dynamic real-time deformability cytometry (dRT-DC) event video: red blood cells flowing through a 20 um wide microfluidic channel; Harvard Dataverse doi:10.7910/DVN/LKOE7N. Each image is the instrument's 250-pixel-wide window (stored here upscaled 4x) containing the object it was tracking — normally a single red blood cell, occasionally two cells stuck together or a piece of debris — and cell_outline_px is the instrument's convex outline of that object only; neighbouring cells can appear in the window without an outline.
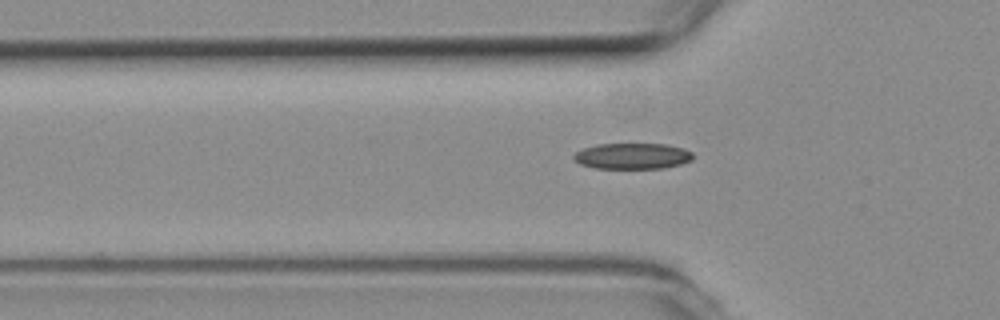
{"species": "common noctule bat (a hibernating species)", "species_latin": "Nyctalus noctula", "temperature_condition": "room temperature", "stored_images_in_passage": 41, "camera_frame_rate_fps": 3000, "um_per_image_px": 0.085, "animal": {"sex": "female", "body_mass_g": 19.3, "forearm_length_mm": 54.1}, "frame": {"image": 1, "passage_image": 6, "time_ms": 1.667, "image_size_px": [1000, 320], "cell_outline_px": [[692, 160], [680, 164], [664, 168], [596, 168], [580, 164], [572, 160], [572, 156], [576, 152], [584, 148], [596, 144], [664, 144], [684, 148], [692, 152]], "centroid_in_image_um": [53.73, 13.26], "position_along_channel_um": 72.1, "area_um2": 18.03}}
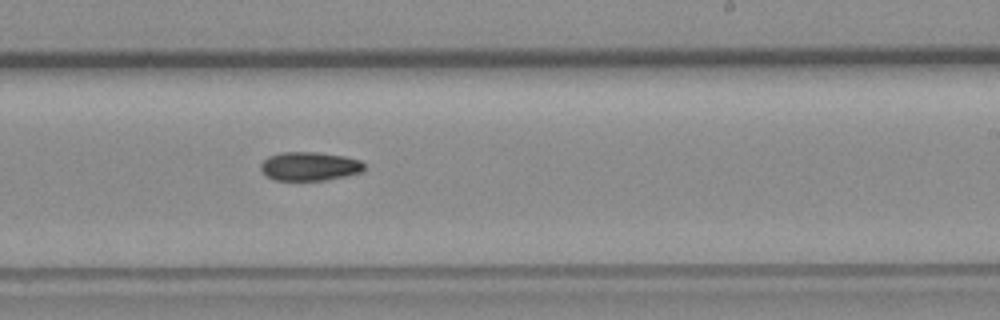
{"frame": {"image": 2, "passage_image": 21, "time_ms": 6.667, "image_size_px": [1000, 320], "cell_outline_px": [[364, 172], [324, 180], [276, 180], [268, 176], [260, 168], [260, 164], [268, 156], [280, 152], [316, 152], [344, 156], [360, 160], [364, 164]], "centroid_in_image_um": [26.32, 14.12], "position_along_channel_um": 262.7, "area_um2": 17.28}}
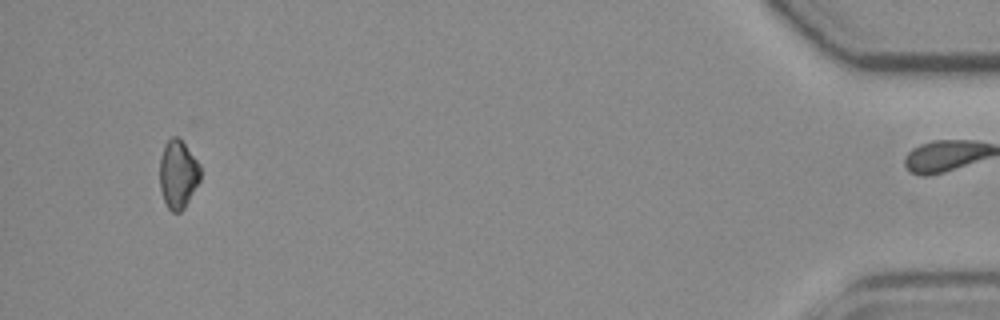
{"frame": {"image": 3, "passage_image": 40, "time_ms": 13.0, "image_size_px": [1000, 320], "cell_outline_px": [[200, 180], [184, 208], [180, 212], [172, 212], [168, 208], [164, 200], [160, 188], [160, 156], [164, 144], [172, 136], [176, 136], [184, 144], [200, 164]], "centroid_in_image_um": [15.12, 14.81], "position_along_channel_um": 420.1, "area_um2": 16.07}, "authors_computed_cell_mechanics": {"area_um2": 17.629, "velocity_mm_per_s": 3.8032, "shape_relaxation_time_tau1_ms": 5.2879, "shape_relaxation_time_tau2_ms": null, "deformation_change_tau1": 0.1067, "deformation_change_tau2": null}}